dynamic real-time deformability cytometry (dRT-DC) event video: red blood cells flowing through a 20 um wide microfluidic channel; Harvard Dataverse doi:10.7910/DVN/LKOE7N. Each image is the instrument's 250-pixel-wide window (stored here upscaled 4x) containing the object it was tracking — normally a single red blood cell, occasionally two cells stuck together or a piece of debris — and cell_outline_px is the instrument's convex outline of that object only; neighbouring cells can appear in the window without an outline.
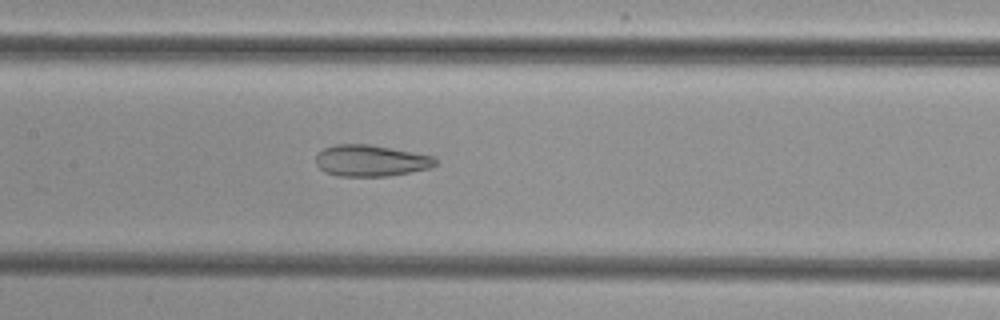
{"species": "common noctule bat (a hibernating species)", "species_latin": "Nyctalus noctula", "temperature_condition": "cold", "stored_images_in_passage": 41, "camera_frame_rate_fps": 3000, "um_per_image_px": 0.085, "animal": {"sex": "female", "body_mass_g": 29.2, "forearm_length_mm": 56.3}, "frame": {"image": 1, "passage_image": 14, "time_ms": 4.333, "image_size_px": [1000, 320], "cell_outline_px": [[436, 164], [428, 168], [388, 176], [336, 176], [324, 172], [316, 164], [316, 156], [324, 148], [336, 144], [368, 144], [412, 152], [432, 156], [436, 160]], "centroid_in_image_um": [31.46, 13.66], "position_along_channel_um": 175.9, "area_um2": 21.62}}
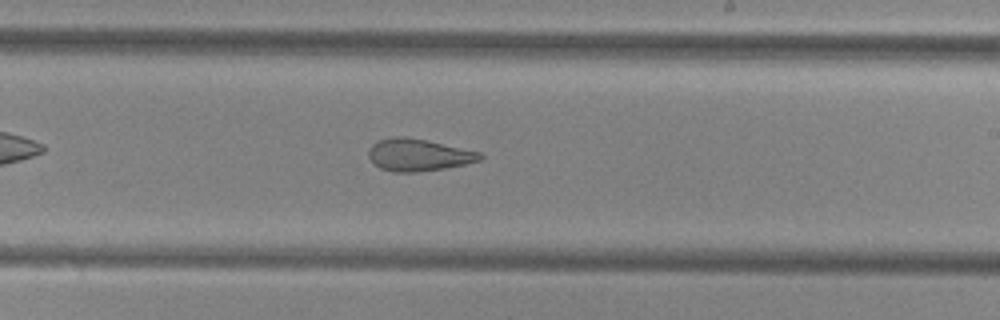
{"frame": {"image": 2, "passage_image": 20, "time_ms": 6.333, "image_size_px": [1000, 320], "cell_outline_px": [[484, 156], [480, 160], [464, 164], [444, 168], [416, 172], [392, 172], [380, 168], [368, 156], [368, 148], [376, 140], [392, 136], [404, 136], [424, 140], [480, 152]], "centroid_in_image_um": [35.51, 13.16], "position_along_channel_um": 253.5, "area_um2": 20.75}}
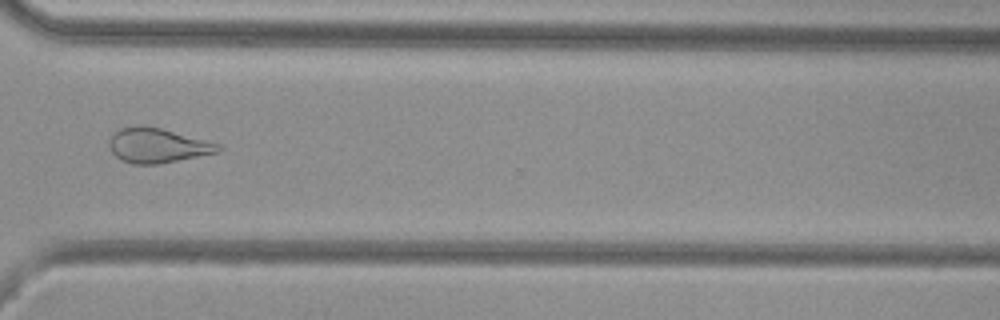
{"frame": {"image": 3, "passage_image": 28, "time_ms": 9.0, "image_size_px": [1000, 320], "cell_outline_px": [[224, 148], [220, 152], [156, 164], [132, 164], [120, 160], [112, 152], [108, 144], [108, 140], [112, 132], [120, 128], [136, 124], [160, 128], [220, 144]], "centroid_in_image_um": [13.34, 12.35], "position_along_channel_um": 357.3, "area_um2": 22.14}}